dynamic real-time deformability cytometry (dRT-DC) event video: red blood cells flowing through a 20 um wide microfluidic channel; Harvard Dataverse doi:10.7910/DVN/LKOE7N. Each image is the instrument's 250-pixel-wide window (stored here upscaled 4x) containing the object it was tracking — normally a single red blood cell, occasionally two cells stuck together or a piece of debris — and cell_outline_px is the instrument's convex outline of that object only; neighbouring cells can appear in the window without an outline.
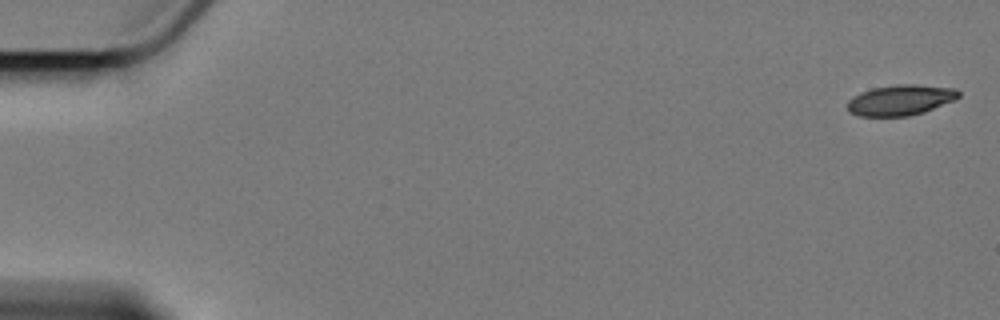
{"species": "Egyptian fruit bat (a non-hibernating species)", "species_latin": "Rousettus aegyptiacus", "temperature_condition": "cold", "stored_images_in_passage": 5, "camera_frame_rate_fps": 3000, "um_per_image_px": 0.085, "animal": {"sex": "female"}, "frame": {"image": 1, "passage_image": 1, "time_ms": 0.0, "image_size_px": [1000, 320], "cell_outline_px": [[960, 96], [956, 100], [924, 112], [908, 116], [860, 116], [852, 112], [848, 108], [848, 100], [852, 96], [860, 92], [872, 88], [896, 84], [912, 84], [956, 88], [960, 92]], "centroid_in_image_um": [76.58, 8.49], "position_along_channel_um": 8.4, "area_um2": 19.88}}
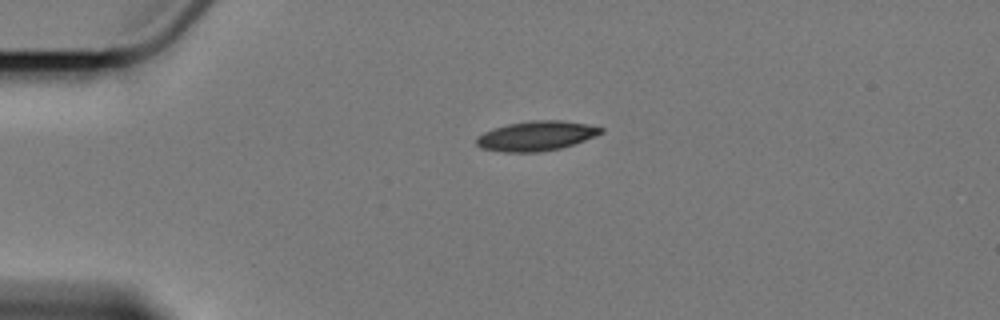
{"frame": {"image": 2, "passage_image": 4, "time_ms": 4.333, "image_size_px": [1000, 320], "cell_outline_px": [[604, 132], [584, 140], [560, 148], [540, 152], [504, 152], [480, 148], [476, 144], [476, 140], [484, 132], [508, 124], [532, 120], [560, 120], [588, 124], [604, 128]], "centroid_in_image_um": [45.6, 11.55], "position_along_channel_um": 39.4, "area_um2": 21.33}}